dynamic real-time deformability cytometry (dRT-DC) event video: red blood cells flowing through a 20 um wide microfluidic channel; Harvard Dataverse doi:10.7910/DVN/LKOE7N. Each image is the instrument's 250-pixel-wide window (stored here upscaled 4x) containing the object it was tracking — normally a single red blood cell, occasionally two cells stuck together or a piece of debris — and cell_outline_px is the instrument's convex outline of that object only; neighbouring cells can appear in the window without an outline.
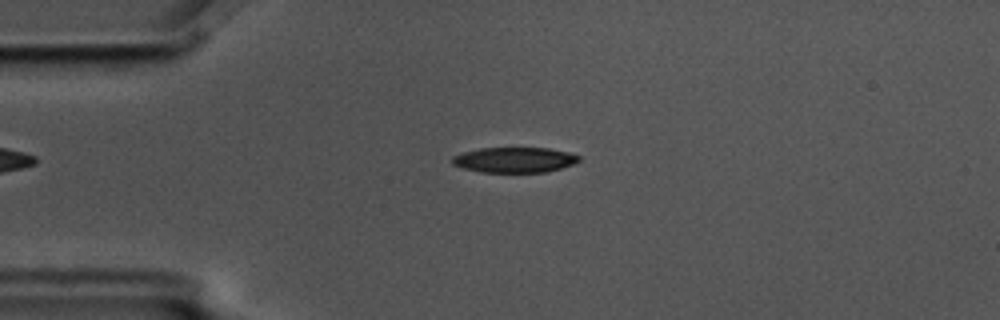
{"species": "common noctule bat (a hibernating species)", "species_latin": "Nyctalus noctula", "temperature_condition": "cold", "stored_images_in_passage": 4, "camera_frame_rate_fps": 3000, "um_per_image_px": 0.085, "animal": {"sex": "male", "body_mass_g": 17.5, "forearm_length_mm": 52.3}, "frame": {"image": 1, "passage_image": 3, "time_ms": 0.667, "image_size_px": [1000, 320], "cell_outline_px": [[580, 160], [572, 164], [560, 168], [544, 172], [480, 172], [464, 168], [452, 164], [452, 156], [464, 152], [480, 148], [548, 148], [568, 152], [580, 156]], "centroid_in_image_um": [43.72, 13.58], "position_along_channel_um": 41.3, "area_um2": 18.55}}